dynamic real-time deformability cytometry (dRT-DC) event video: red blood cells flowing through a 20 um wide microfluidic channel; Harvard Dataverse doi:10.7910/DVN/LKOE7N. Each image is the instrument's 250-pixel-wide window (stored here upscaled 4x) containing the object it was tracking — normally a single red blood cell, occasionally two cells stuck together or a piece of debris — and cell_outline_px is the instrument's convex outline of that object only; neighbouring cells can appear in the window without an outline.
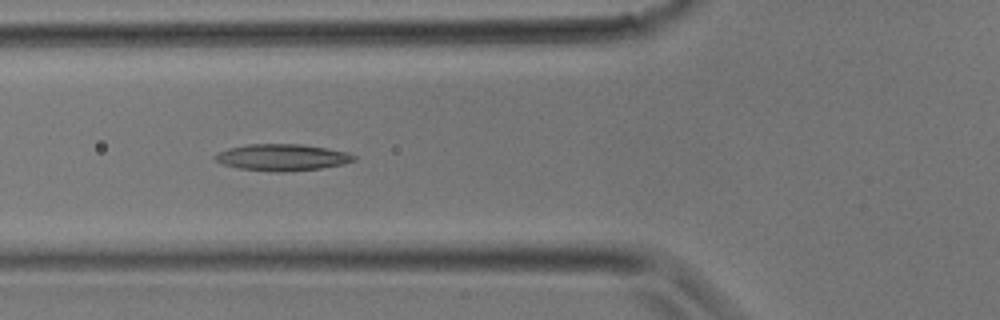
{"species": "common noctule bat (a hibernating species)", "species_latin": "Nyctalus noctula", "temperature_condition": "room temperature", "stored_images_in_passage": 12, "camera_frame_rate_fps": 3000, "um_per_image_px": 0.085, "animal": {"sex": "male", "body_mass_g": 17.9}, "frame": {"image": 1, "passage_image": 6, "time_ms": 1.667, "image_size_px": [1000, 320], "cell_outline_px": [[356, 160], [344, 164], [320, 168], [276, 172], [240, 168], [224, 164], [216, 160], [212, 156], [228, 148], [248, 144], [300, 144], [328, 148], [348, 152], [356, 156]], "centroid_in_image_um": [24.02, 13.36], "position_along_channel_um": 101.8, "area_um2": 21.33}}